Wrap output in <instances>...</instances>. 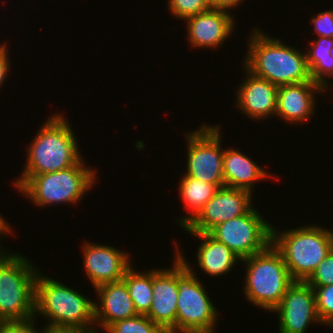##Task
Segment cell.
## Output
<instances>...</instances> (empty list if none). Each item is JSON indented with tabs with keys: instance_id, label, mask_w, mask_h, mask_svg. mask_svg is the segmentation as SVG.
<instances>
[{
	"instance_id": "6da1fadb",
	"label": "cell",
	"mask_w": 333,
	"mask_h": 333,
	"mask_svg": "<svg viewBox=\"0 0 333 333\" xmlns=\"http://www.w3.org/2000/svg\"><path fill=\"white\" fill-rule=\"evenodd\" d=\"M76 289L38 272L35 281V315L48 318L44 330H98L95 302Z\"/></svg>"
},
{
	"instance_id": "7a4b0ae2",
	"label": "cell",
	"mask_w": 333,
	"mask_h": 333,
	"mask_svg": "<svg viewBox=\"0 0 333 333\" xmlns=\"http://www.w3.org/2000/svg\"><path fill=\"white\" fill-rule=\"evenodd\" d=\"M253 30L248 36V53L243 60L250 73L278 87L311 81L305 52L269 37L257 27Z\"/></svg>"
},
{
	"instance_id": "3957f363",
	"label": "cell",
	"mask_w": 333,
	"mask_h": 333,
	"mask_svg": "<svg viewBox=\"0 0 333 333\" xmlns=\"http://www.w3.org/2000/svg\"><path fill=\"white\" fill-rule=\"evenodd\" d=\"M62 114H51L27 148L21 174H44L64 170L82 160L76 135ZM77 141V142H76Z\"/></svg>"
},
{
	"instance_id": "277c9868",
	"label": "cell",
	"mask_w": 333,
	"mask_h": 333,
	"mask_svg": "<svg viewBox=\"0 0 333 333\" xmlns=\"http://www.w3.org/2000/svg\"><path fill=\"white\" fill-rule=\"evenodd\" d=\"M82 159L77 165L53 173L21 174L15 180L16 189L37 207L54 204H77L94 184L96 169L85 166Z\"/></svg>"
},
{
	"instance_id": "5b68a950",
	"label": "cell",
	"mask_w": 333,
	"mask_h": 333,
	"mask_svg": "<svg viewBox=\"0 0 333 333\" xmlns=\"http://www.w3.org/2000/svg\"><path fill=\"white\" fill-rule=\"evenodd\" d=\"M0 255V322L35 321V281L39 270L20 253Z\"/></svg>"
},
{
	"instance_id": "8992f818",
	"label": "cell",
	"mask_w": 333,
	"mask_h": 333,
	"mask_svg": "<svg viewBox=\"0 0 333 333\" xmlns=\"http://www.w3.org/2000/svg\"><path fill=\"white\" fill-rule=\"evenodd\" d=\"M311 225L281 232L272 225L271 243L281 253L293 281L306 282L333 248V230Z\"/></svg>"
},
{
	"instance_id": "52a82bcc",
	"label": "cell",
	"mask_w": 333,
	"mask_h": 333,
	"mask_svg": "<svg viewBox=\"0 0 333 333\" xmlns=\"http://www.w3.org/2000/svg\"><path fill=\"white\" fill-rule=\"evenodd\" d=\"M241 262L246 265L244 298L256 307L272 312L294 282L281 253L271 243L264 251Z\"/></svg>"
},
{
	"instance_id": "ba28073f",
	"label": "cell",
	"mask_w": 333,
	"mask_h": 333,
	"mask_svg": "<svg viewBox=\"0 0 333 333\" xmlns=\"http://www.w3.org/2000/svg\"><path fill=\"white\" fill-rule=\"evenodd\" d=\"M175 245L178 286L176 333H215L218 310L189 261Z\"/></svg>"
},
{
	"instance_id": "9c48e42d",
	"label": "cell",
	"mask_w": 333,
	"mask_h": 333,
	"mask_svg": "<svg viewBox=\"0 0 333 333\" xmlns=\"http://www.w3.org/2000/svg\"><path fill=\"white\" fill-rule=\"evenodd\" d=\"M202 125L185 133L188 155L184 175L221 188L225 186L221 128L219 125Z\"/></svg>"
},
{
	"instance_id": "30bf717a",
	"label": "cell",
	"mask_w": 333,
	"mask_h": 333,
	"mask_svg": "<svg viewBox=\"0 0 333 333\" xmlns=\"http://www.w3.org/2000/svg\"><path fill=\"white\" fill-rule=\"evenodd\" d=\"M209 234L241 260L264 251L272 242V224L252 208L248 213L214 227Z\"/></svg>"
},
{
	"instance_id": "8fae6325",
	"label": "cell",
	"mask_w": 333,
	"mask_h": 333,
	"mask_svg": "<svg viewBox=\"0 0 333 333\" xmlns=\"http://www.w3.org/2000/svg\"><path fill=\"white\" fill-rule=\"evenodd\" d=\"M252 198V193L244 189L226 186L218 188L183 230L209 233L217 225L248 213L253 208Z\"/></svg>"
},
{
	"instance_id": "7c38bea8",
	"label": "cell",
	"mask_w": 333,
	"mask_h": 333,
	"mask_svg": "<svg viewBox=\"0 0 333 333\" xmlns=\"http://www.w3.org/2000/svg\"><path fill=\"white\" fill-rule=\"evenodd\" d=\"M272 312L278 317L279 333H305L312 322L322 324L313 288L307 282L294 281Z\"/></svg>"
},
{
	"instance_id": "4fadbf2b",
	"label": "cell",
	"mask_w": 333,
	"mask_h": 333,
	"mask_svg": "<svg viewBox=\"0 0 333 333\" xmlns=\"http://www.w3.org/2000/svg\"><path fill=\"white\" fill-rule=\"evenodd\" d=\"M171 268L152 270L153 299L146 315L166 333H176L177 318V256Z\"/></svg>"
},
{
	"instance_id": "5bb4252c",
	"label": "cell",
	"mask_w": 333,
	"mask_h": 333,
	"mask_svg": "<svg viewBox=\"0 0 333 333\" xmlns=\"http://www.w3.org/2000/svg\"><path fill=\"white\" fill-rule=\"evenodd\" d=\"M85 272L94 288L123 280L126 271L133 266L129 254L115 247L84 242L82 245Z\"/></svg>"
},
{
	"instance_id": "9a60e30c",
	"label": "cell",
	"mask_w": 333,
	"mask_h": 333,
	"mask_svg": "<svg viewBox=\"0 0 333 333\" xmlns=\"http://www.w3.org/2000/svg\"><path fill=\"white\" fill-rule=\"evenodd\" d=\"M187 39L192 47L219 48L235 30L233 12L211 8L185 19ZM234 29V30H233Z\"/></svg>"
},
{
	"instance_id": "2e32d148",
	"label": "cell",
	"mask_w": 333,
	"mask_h": 333,
	"mask_svg": "<svg viewBox=\"0 0 333 333\" xmlns=\"http://www.w3.org/2000/svg\"><path fill=\"white\" fill-rule=\"evenodd\" d=\"M247 75L236 90V108L250 119L266 120L276 115L278 86L268 80L255 76L244 66ZM266 118V119H265Z\"/></svg>"
},
{
	"instance_id": "e0dca14e",
	"label": "cell",
	"mask_w": 333,
	"mask_h": 333,
	"mask_svg": "<svg viewBox=\"0 0 333 333\" xmlns=\"http://www.w3.org/2000/svg\"><path fill=\"white\" fill-rule=\"evenodd\" d=\"M326 91L312 80L280 86L277 92L276 117L291 124H302L309 121L315 113L317 103L315 95L323 94Z\"/></svg>"
},
{
	"instance_id": "ac0fdd59",
	"label": "cell",
	"mask_w": 333,
	"mask_h": 333,
	"mask_svg": "<svg viewBox=\"0 0 333 333\" xmlns=\"http://www.w3.org/2000/svg\"><path fill=\"white\" fill-rule=\"evenodd\" d=\"M95 290L100 300V305L95 301V326L99 329L138 315L124 280L101 284Z\"/></svg>"
},
{
	"instance_id": "d6986e66",
	"label": "cell",
	"mask_w": 333,
	"mask_h": 333,
	"mask_svg": "<svg viewBox=\"0 0 333 333\" xmlns=\"http://www.w3.org/2000/svg\"><path fill=\"white\" fill-rule=\"evenodd\" d=\"M267 172L241 151L234 148L224 150L223 176L226 187L244 189L253 193L256 181L260 182L271 176Z\"/></svg>"
},
{
	"instance_id": "ffe728a7",
	"label": "cell",
	"mask_w": 333,
	"mask_h": 333,
	"mask_svg": "<svg viewBox=\"0 0 333 333\" xmlns=\"http://www.w3.org/2000/svg\"><path fill=\"white\" fill-rule=\"evenodd\" d=\"M188 233L202 241L198 245L196 260L203 273L212 277L223 276L229 273L237 262H241V259L231 249L209 233Z\"/></svg>"
},
{
	"instance_id": "44dd1931",
	"label": "cell",
	"mask_w": 333,
	"mask_h": 333,
	"mask_svg": "<svg viewBox=\"0 0 333 333\" xmlns=\"http://www.w3.org/2000/svg\"><path fill=\"white\" fill-rule=\"evenodd\" d=\"M178 189L184 203L183 207L189 212L186 214L189 216L185 215L178 220V224L184 228L214 196L218 188L214 184L183 175Z\"/></svg>"
},
{
	"instance_id": "7402d4cb",
	"label": "cell",
	"mask_w": 333,
	"mask_h": 333,
	"mask_svg": "<svg viewBox=\"0 0 333 333\" xmlns=\"http://www.w3.org/2000/svg\"><path fill=\"white\" fill-rule=\"evenodd\" d=\"M310 49L306 51L307 66L311 80L321 85L325 90L329 88V78L333 79V59L330 50L333 48V38L318 37L312 41ZM329 83V84H328Z\"/></svg>"
},
{
	"instance_id": "603a6c76",
	"label": "cell",
	"mask_w": 333,
	"mask_h": 333,
	"mask_svg": "<svg viewBox=\"0 0 333 333\" xmlns=\"http://www.w3.org/2000/svg\"><path fill=\"white\" fill-rule=\"evenodd\" d=\"M134 269V270H133ZM132 266L126 271L125 281L129 295L133 300L136 312L139 315H147L153 299L152 270L140 273Z\"/></svg>"
},
{
	"instance_id": "cb8c5ba5",
	"label": "cell",
	"mask_w": 333,
	"mask_h": 333,
	"mask_svg": "<svg viewBox=\"0 0 333 333\" xmlns=\"http://www.w3.org/2000/svg\"><path fill=\"white\" fill-rule=\"evenodd\" d=\"M105 333H166L146 315L117 321L110 324Z\"/></svg>"
},
{
	"instance_id": "d4e9b609",
	"label": "cell",
	"mask_w": 333,
	"mask_h": 333,
	"mask_svg": "<svg viewBox=\"0 0 333 333\" xmlns=\"http://www.w3.org/2000/svg\"><path fill=\"white\" fill-rule=\"evenodd\" d=\"M312 288L315 294L316 311L321 323L333 327V284Z\"/></svg>"
},
{
	"instance_id": "484cf974",
	"label": "cell",
	"mask_w": 333,
	"mask_h": 333,
	"mask_svg": "<svg viewBox=\"0 0 333 333\" xmlns=\"http://www.w3.org/2000/svg\"><path fill=\"white\" fill-rule=\"evenodd\" d=\"M168 10L180 20L211 9L209 0H168Z\"/></svg>"
},
{
	"instance_id": "4316f807",
	"label": "cell",
	"mask_w": 333,
	"mask_h": 333,
	"mask_svg": "<svg viewBox=\"0 0 333 333\" xmlns=\"http://www.w3.org/2000/svg\"><path fill=\"white\" fill-rule=\"evenodd\" d=\"M306 282L311 287H323L333 284V248L319 263Z\"/></svg>"
},
{
	"instance_id": "83f0119b",
	"label": "cell",
	"mask_w": 333,
	"mask_h": 333,
	"mask_svg": "<svg viewBox=\"0 0 333 333\" xmlns=\"http://www.w3.org/2000/svg\"><path fill=\"white\" fill-rule=\"evenodd\" d=\"M310 19L313 30L318 37L333 38V10L321 11Z\"/></svg>"
},
{
	"instance_id": "f1b7e54d",
	"label": "cell",
	"mask_w": 333,
	"mask_h": 333,
	"mask_svg": "<svg viewBox=\"0 0 333 333\" xmlns=\"http://www.w3.org/2000/svg\"><path fill=\"white\" fill-rule=\"evenodd\" d=\"M35 323L32 321L29 323L3 324L0 333H43L44 329H38L37 326L35 327Z\"/></svg>"
},
{
	"instance_id": "f546056e",
	"label": "cell",
	"mask_w": 333,
	"mask_h": 333,
	"mask_svg": "<svg viewBox=\"0 0 333 333\" xmlns=\"http://www.w3.org/2000/svg\"><path fill=\"white\" fill-rule=\"evenodd\" d=\"M0 43V88H2L3 83L6 81V77H8V72L10 73V57L8 54V46L7 43Z\"/></svg>"
},
{
	"instance_id": "4dcf8cb0",
	"label": "cell",
	"mask_w": 333,
	"mask_h": 333,
	"mask_svg": "<svg viewBox=\"0 0 333 333\" xmlns=\"http://www.w3.org/2000/svg\"><path fill=\"white\" fill-rule=\"evenodd\" d=\"M245 0H209L211 8L218 9V10H233L235 7L241 4Z\"/></svg>"
},
{
	"instance_id": "1f68e13d",
	"label": "cell",
	"mask_w": 333,
	"mask_h": 333,
	"mask_svg": "<svg viewBox=\"0 0 333 333\" xmlns=\"http://www.w3.org/2000/svg\"><path fill=\"white\" fill-rule=\"evenodd\" d=\"M12 229L9 226L8 221L1 216L0 214V238L6 234L9 235V233H12Z\"/></svg>"
},
{
	"instance_id": "d6a6232c",
	"label": "cell",
	"mask_w": 333,
	"mask_h": 333,
	"mask_svg": "<svg viewBox=\"0 0 333 333\" xmlns=\"http://www.w3.org/2000/svg\"><path fill=\"white\" fill-rule=\"evenodd\" d=\"M43 333H98L96 330L90 331H73V330H44ZM100 333V332H99Z\"/></svg>"
},
{
	"instance_id": "836d02e7",
	"label": "cell",
	"mask_w": 333,
	"mask_h": 333,
	"mask_svg": "<svg viewBox=\"0 0 333 333\" xmlns=\"http://www.w3.org/2000/svg\"><path fill=\"white\" fill-rule=\"evenodd\" d=\"M0 241H1V239H0ZM0 246H1V247H0V255H1L4 251H3V249H2V248H3V247H2V244H1Z\"/></svg>"
},
{
	"instance_id": "e575fe53",
	"label": "cell",
	"mask_w": 333,
	"mask_h": 333,
	"mask_svg": "<svg viewBox=\"0 0 333 333\" xmlns=\"http://www.w3.org/2000/svg\"><path fill=\"white\" fill-rule=\"evenodd\" d=\"M331 57L333 59V48L330 50Z\"/></svg>"
},
{
	"instance_id": "d590c367",
	"label": "cell",
	"mask_w": 333,
	"mask_h": 333,
	"mask_svg": "<svg viewBox=\"0 0 333 333\" xmlns=\"http://www.w3.org/2000/svg\"><path fill=\"white\" fill-rule=\"evenodd\" d=\"M3 324H4V323L0 322V330H1L2 326H3Z\"/></svg>"
}]
</instances>
